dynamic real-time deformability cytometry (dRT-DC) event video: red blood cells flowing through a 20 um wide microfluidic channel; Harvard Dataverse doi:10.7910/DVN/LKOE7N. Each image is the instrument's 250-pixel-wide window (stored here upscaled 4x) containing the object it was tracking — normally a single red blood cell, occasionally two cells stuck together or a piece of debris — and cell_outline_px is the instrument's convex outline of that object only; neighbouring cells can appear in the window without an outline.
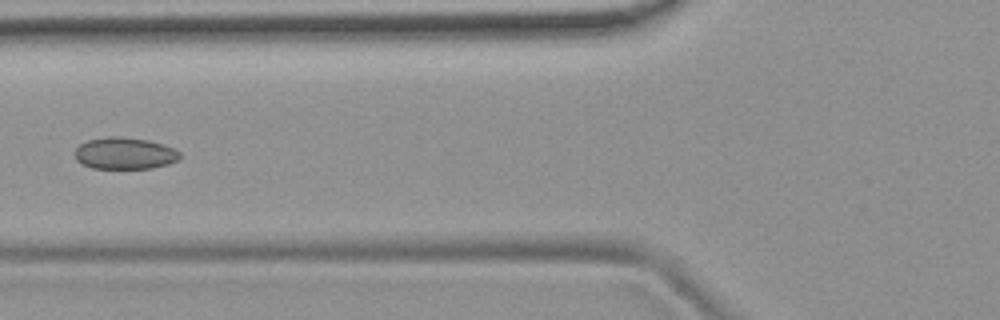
{"species": "common noctule bat (a hibernating species)", "species_latin": "Nyctalus noctula", "temperature_condition": "room temperature", "stored_images_in_passage": 7, "camera_frame_rate_fps": 3000, "um_per_image_px": 0.085, "animal": {"sex": "female", "body_mass_g": 19.9}, "frame": {"image": 1, "passage_image": 6, "time_ms": 1.667, "image_size_px": [1000, 320], "cell_outline_px": [[180, 160], [168, 164], [152, 168], [92, 168], [80, 164], [76, 160], [72, 152], [80, 144], [88, 140], [108, 136], [120, 136], [148, 140], [164, 144], [180, 152]], "centroid_in_image_um": [10.57, 13.03], "position_along_channel_um": 115.2, "area_um2": 19.71}}
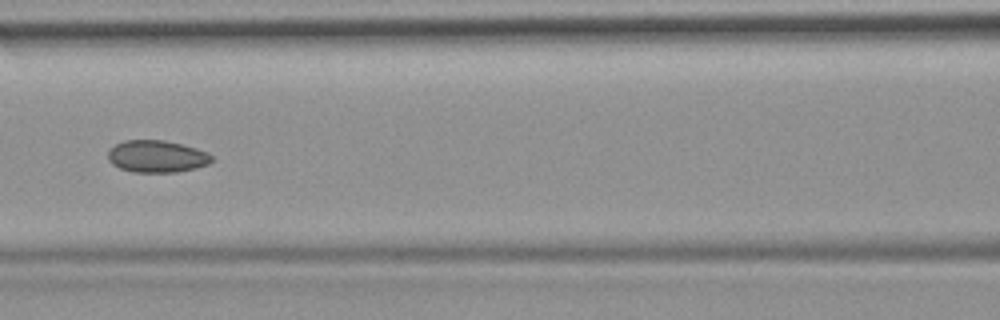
{"frame": {"image": 2, "passage_image": 7, "time_ms": 2.0, "image_size_px": [1000, 320], "cell_outline_px": [[212, 160], [208, 164], [196, 168], [176, 172], [132, 172], [120, 168], [112, 164], [108, 160], [108, 152], [116, 144], [124, 140], [164, 140], [196, 148], [208, 152], [212, 156]], "centroid_in_image_um": [13.33, 13.3], "position_along_channel_um": 153.3, "area_um2": 19.36}}